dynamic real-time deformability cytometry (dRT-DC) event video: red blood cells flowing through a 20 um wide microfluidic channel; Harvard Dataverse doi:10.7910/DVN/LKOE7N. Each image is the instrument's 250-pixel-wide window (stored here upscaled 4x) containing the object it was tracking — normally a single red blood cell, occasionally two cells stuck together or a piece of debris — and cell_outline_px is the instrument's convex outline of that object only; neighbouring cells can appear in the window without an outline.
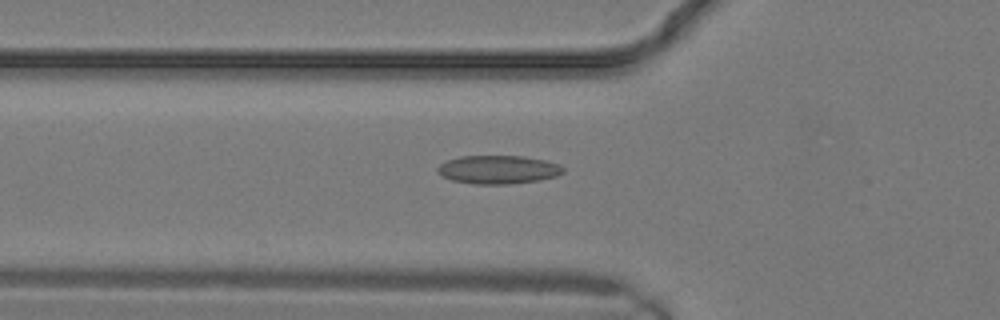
{"species": "common noctule bat (a hibernating species)", "species_latin": "Nyctalus noctula", "temperature_condition": "warm", "stored_images_in_passage": 6, "camera_frame_rate_fps": 3000, "um_per_image_px": 0.085, "animal": {"sex": "male", "body_mass_g": 19.2, "forearm_length_mm": 51.8}, "frame": {"image": 1, "passage_image": 4, "time_ms": 1.0, "image_size_px": [1000, 320], "cell_outline_px": [[564, 172], [556, 176], [540, 180], [508, 184], [472, 184], [452, 180], [436, 172], [436, 168], [440, 164], [448, 160], [460, 156], [524, 156], [544, 160], [560, 164], [564, 168]], "centroid_in_image_um": [42.35, 14.41], "position_along_channel_um": 83.5, "area_um2": 20.87}}
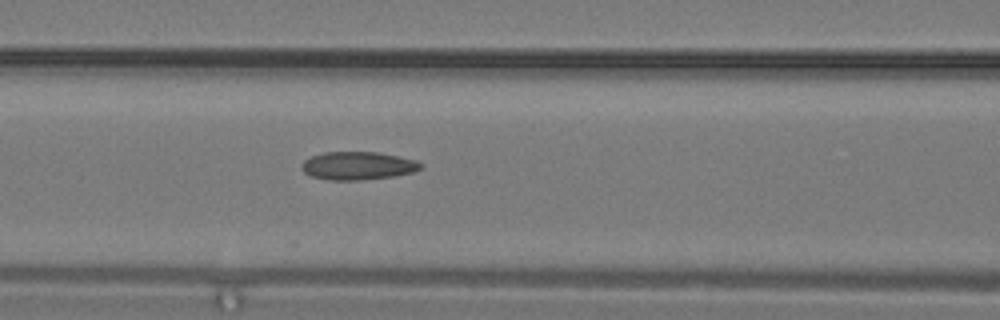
{"frame": {"image": 2, "passage_image": 6, "time_ms": 1.667, "image_size_px": [1000, 320], "cell_outline_px": [[424, 164], [420, 168], [412, 172], [392, 176], [364, 180], [328, 180], [312, 176], [304, 172], [300, 168], [300, 164], [304, 160], [312, 156], [324, 152], [376, 152], [416, 160]], "centroid_in_image_um": [30.38, 14.09], "position_along_channel_um": 136.2, "area_um2": 19.42}}